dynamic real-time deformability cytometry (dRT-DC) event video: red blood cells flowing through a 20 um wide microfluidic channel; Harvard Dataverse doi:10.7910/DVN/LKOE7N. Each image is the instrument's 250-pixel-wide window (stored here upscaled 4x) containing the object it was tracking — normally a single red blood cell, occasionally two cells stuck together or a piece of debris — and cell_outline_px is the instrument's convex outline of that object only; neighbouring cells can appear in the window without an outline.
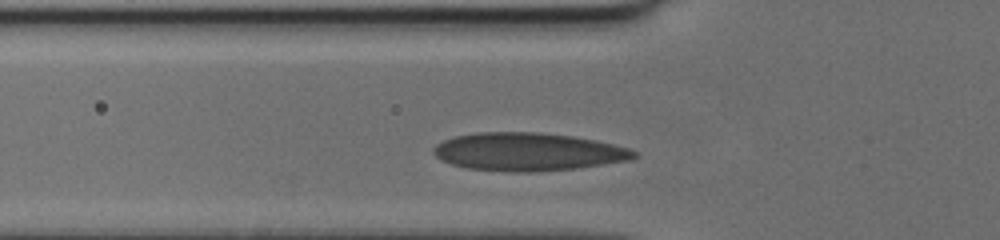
{"species": "human", "species_latin": "Homo sapiens", "temperature_condition": "cold", "stored_images_in_passage": 33, "camera_frame_rate_fps": 3000, "um_per_image_px": 0.085, "donor": {"sex": "female"}, "frame": {"image": 1, "passage_image": 5, "time_ms": 1.333, "image_size_px": [1000, 240], "cell_outline_px": [[640, 156], [632, 160], [576, 168], [532, 172], [508, 172], [468, 168], [452, 164], [436, 156], [432, 152], [432, 148], [436, 144], [444, 140], [456, 136], [476, 132], [536, 132], [572, 136], [596, 140], [628, 148], [636, 152]], "centroid_in_image_um": [44.9, 12.9], "position_along_channel_um": 80.9, "area_um2": 44.45}}
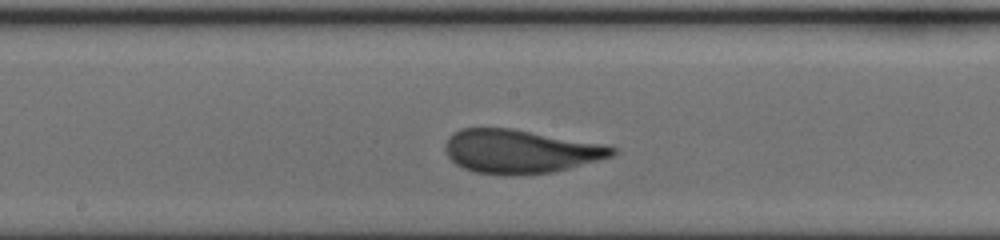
{"frame": {"image": 2, "passage_image": 14, "time_ms": 4.333, "image_size_px": [1000, 240], "cell_outline_px": [[616, 152], [612, 156], [568, 168], [552, 172], [476, 172], [464, 168], [456, 164], [448, 156], [444, 148], [444, 144], [448, 136], [452, 132], [460, 128], [512, 128], [600, 144], [616, 148]], "centroid_in_image_um": [44.15, 12.81], "position_along_channel_um": 204.0, "area_um2": 41.15}}
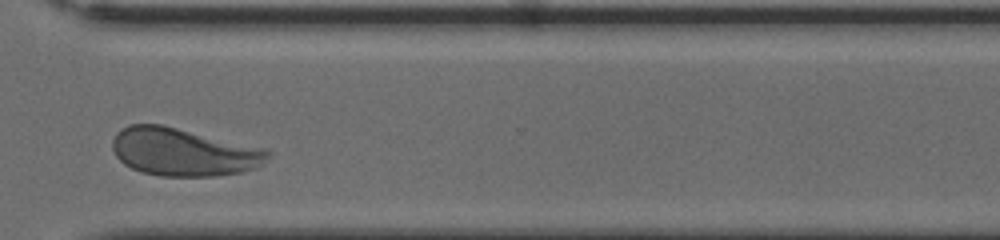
{"frame": {"image": 3, "passage_image": 25, "time_ms": 8.0, "image_size_px": [1000, 240], "cell_outline_px": [[272, 156], [260, 164], [252, 168], [240, 172], [212, 176], [160, 176], [140, 172], [124, 164], [116, 156], [112, 148], [112, 140], [116, 132], [120, 128], [128, 124], [160, 124], [268, 148], [272, 152]], "centroid_in_image_um": [15.58, 12.91], "position_along_channel_um": 355.0, "area_um2": 43.64}}